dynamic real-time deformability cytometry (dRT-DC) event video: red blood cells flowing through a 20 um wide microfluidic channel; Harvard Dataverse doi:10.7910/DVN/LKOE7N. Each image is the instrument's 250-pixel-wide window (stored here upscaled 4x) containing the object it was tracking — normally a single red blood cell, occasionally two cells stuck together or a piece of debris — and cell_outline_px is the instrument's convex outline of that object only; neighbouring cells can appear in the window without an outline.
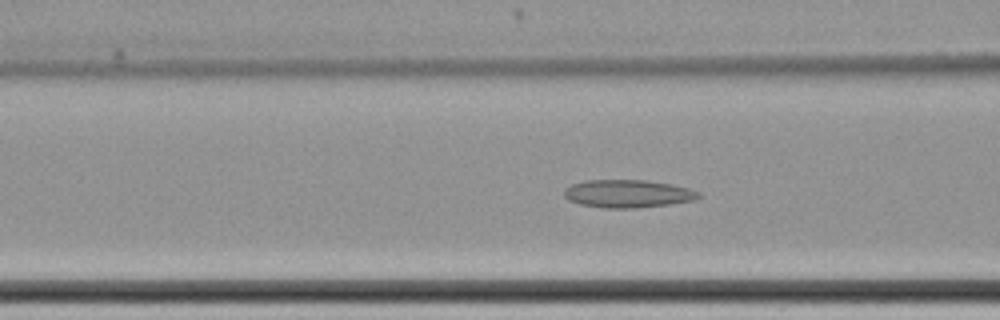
{"species": "common noctule bat (a hibernating species)", "species_latin": "Nyctalus noctula", "temperature_condition": "cold", "stored_images_in_passage": 55, "camera_frame_rate_fps": 3000, "um_per_image_px": 0.085, "animal": {"sex": "female", "body_mass_g": 22.7, "forearm_length_mm": 54.2}, "frame": {"image": 1, "passage_image": 20, "time_ms": 6.333, "image_size_px": [1000, 320], "cell_outline_px": [[700, 196], [692, 200], [668, 204], [636, 208], [604, 208], [580, 204], [568, 200], [564, 196], [564, 188], [572, 184], [588, 180], [644, 180], [672, 184], [688, 188], [700, 192]], "centroid_in_image_um": [53.33, 16.46], "position_along_channel_um": 113.3, "area_um2": 21.73}}
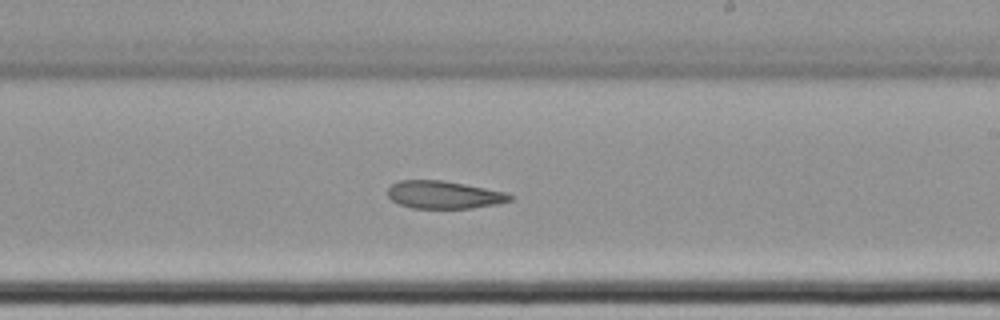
{"frame": {"image": 2, "passage_image": 32, "time_ms": 10.333, "image_size_px": [1000, 320], "cell_outline_px": [[512, 200], [496, 204], [472, 208], [412, 208], [400, 204], [392, 200], [388, 196], [388, 188], [392, 184], [400, 180], [444, 180], [504, 192], [512, 196]], "centroid_in_image_um": [37.7, 16.55], "position_along_channel_um": 251.3, "area_um2": 19.54}}
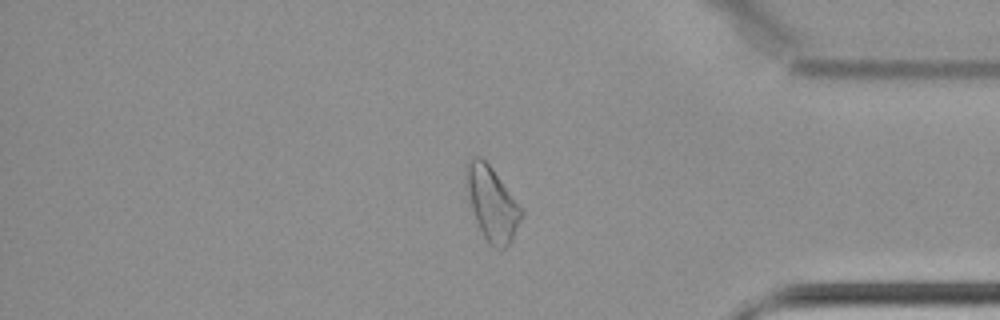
{"frame": {"image": 3, "passage_image": 46, "time_ms": 15.0, "image_size_px": [1000, 320], "cell_outline_px": [[524, 212], [512, 240], [504, 248], [496, 248], [488, 244], [476, 220], [464, 184], [464, 168], [468, 160], [472, 156], [480, 156], [492, 168], [524, 208]], "centroid_in_image_um": [41.81, 17.25], "position_along_channel_um": 393.4, "area_um2": 24.04}}